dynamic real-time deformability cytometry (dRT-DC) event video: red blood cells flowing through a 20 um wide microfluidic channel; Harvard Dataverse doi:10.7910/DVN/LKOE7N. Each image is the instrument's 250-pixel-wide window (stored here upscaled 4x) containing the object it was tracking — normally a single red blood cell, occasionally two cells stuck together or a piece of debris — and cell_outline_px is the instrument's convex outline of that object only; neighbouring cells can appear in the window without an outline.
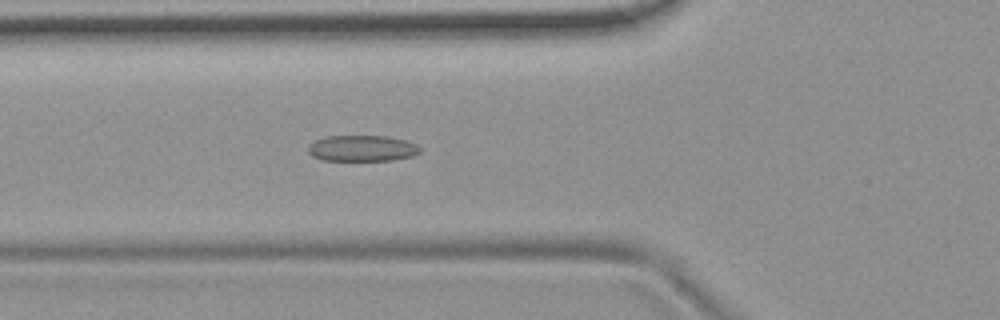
{"species": "common noctule bat (a hibernating species)", "species_latin": "Nyctalus noctula", "temperature_condition": "room temperature", "stored_images_in_passage": 56, "camera_frame_rate_fps": 3000, "um_per_image_px": 0.085, "animal": {"sex": "female", "body_mass_g": 19.9}, "frame": {"image": 1, "passage_image": 20, "time_ms": 6.333, "image_size_px": [1000, 320], "cell_outline_px": [[420, 152], [412, 156], [392, 160], [320, 160], [312, 156], [308, 152], [308, 144], [312, 140], [324, 136], [388, 136], [404, 140], [416, 144], [420, 148]], "centroid_in_image_um": [30.72, 12.6], "position_along_channel_um": 95.1, "area_um2": 17.11}}
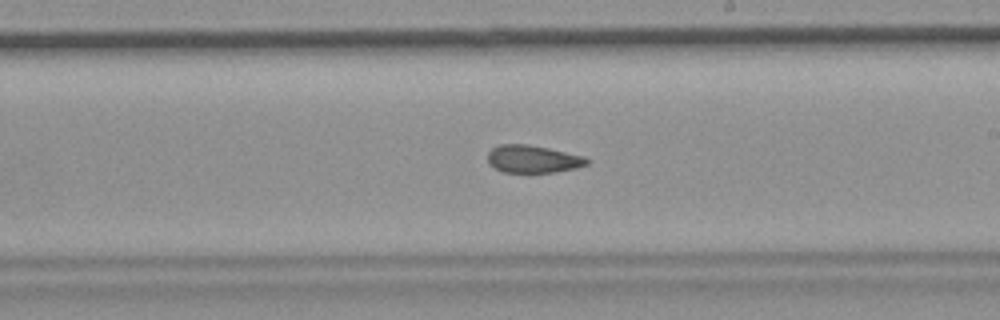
{"frame": {"image": 2, "passage_image": 32, "time_ms": 10.333, "image_size_px": [1000, 320], "cell_outline_px": [[588, 164], [576, 168], [556, 172], [504, 172], [488, 164], [488, 152], [492, 148], [500, 144], [528, 144], [548, 148], [584, 156], [588, 160]], "centroid_in_image_um": [45.29, 13.51], "position_along_channel_um": 243.7, "area_um2": 15.9}}
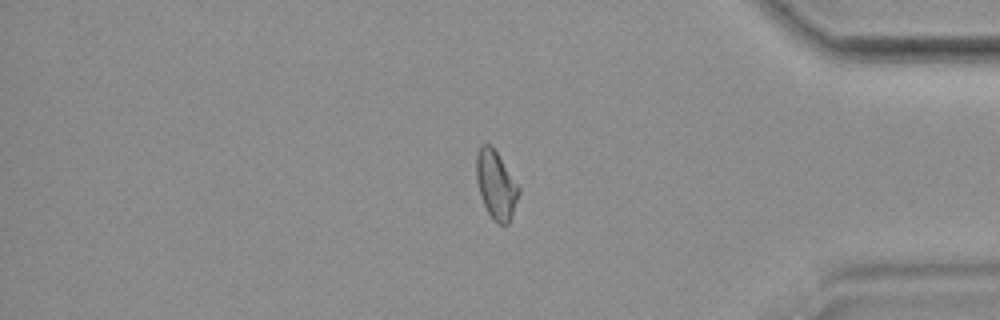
{"frame": {"image": 3, "passage_image": 46, "time_ms": 15.0, "image_size_px": [1000, 320], "cell_outline_px": [[520, 192], [512, 216], [508, 224], [496, 224], [492, 220], [484, 204], [476, 180], [476, 152], [480, 144], [492, 144], [520, 188]], "centroid_in_image_um": [42.15, 15.7], "position_along_channel_um": 393.0, "area_um2": 16.99}, "authors_computed_cell_mechanics": {"area_um2": 17.34, "velocity_mm_per_s": 3.7206, "shape_relaxation_time_tau1_ms": null, "shape_relaxation_time_tau2_ms": 3.4965, "deformation_change_tau1": null, "deformation_change_tau2": 0.1034}}